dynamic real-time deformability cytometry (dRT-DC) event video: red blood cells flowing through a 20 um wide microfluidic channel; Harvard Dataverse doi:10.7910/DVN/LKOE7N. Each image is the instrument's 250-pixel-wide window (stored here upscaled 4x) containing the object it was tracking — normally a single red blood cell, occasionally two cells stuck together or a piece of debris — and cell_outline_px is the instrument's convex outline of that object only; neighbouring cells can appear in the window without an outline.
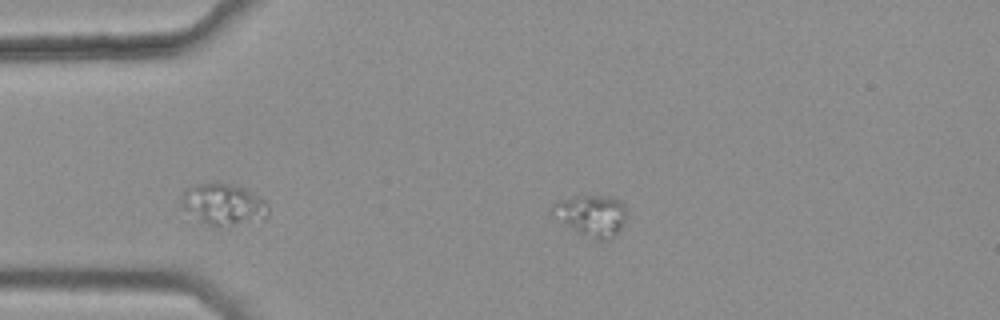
{"species": "common noctule bat (a hibernating species)", "species_latin": "Nyctalus noctula", "temperature_condition": "warm", "stored_images_in_passage": 4, "segment_of_instrument_passage": [2, 2], "camera_frame_rate_fps": 3000, "um_per_image_px": 0.085, "animal": {"sex": "female", "body_mass_g": 25.1}, "frame": {"image": 1, "passage_image": 4, "time_ms": 1.0, "image_size_px": [1000, 320], "cell_outline_px": [[624, 220], [620, 228], [612, 236], [604, 240], [596, 240], [576, 232], [552, 208], [560, 200], [576, 196], [608, 196], [620, 200], [624, 204]], "centroid_in_image_um": [50.35, 18.3], "position_along_channel_um": 34.7, "area_um2": 16.76}}